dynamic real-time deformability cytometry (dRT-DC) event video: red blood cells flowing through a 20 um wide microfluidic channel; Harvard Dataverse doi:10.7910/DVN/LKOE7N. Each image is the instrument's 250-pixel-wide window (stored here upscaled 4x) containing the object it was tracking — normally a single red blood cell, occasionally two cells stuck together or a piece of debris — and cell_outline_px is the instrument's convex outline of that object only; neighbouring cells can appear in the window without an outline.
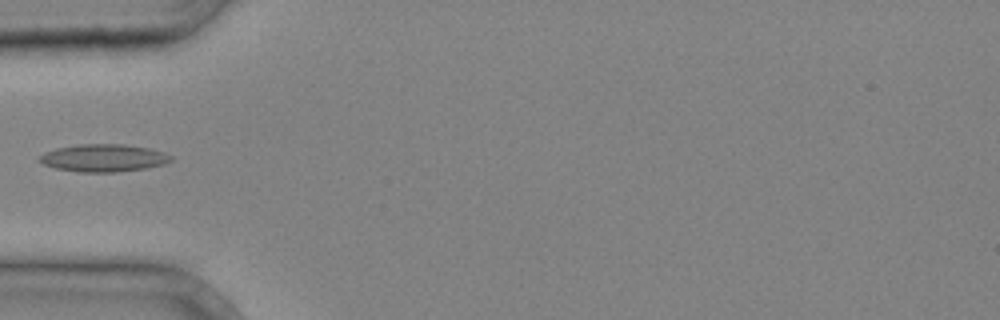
{"species": "common noctule bat (a hibernating species)", "species_latin": "Nyctalus noctula", "temperature_condition": "cold", "stored_images_in_passage": 4, "camera_frame_rate_fps": 3000, "um_per_image_px": 0.085, "animal": {"sex": "male", "body_mass_g": 20.4}, "frame": {"image": 1, "passage_image": 4, "time_ms": 1.0, "image_size_px": [1000, 320], "cell_outline_px": [[172, 160], [164, 164], [144, 168], [116, 172], [80, 172], [56, 168], [44, 164], [36, 160], [44, 152], [56, 148], [80, 144], [120, 144], [148, 148], [164, 152], [172, 156]], "centroid_in_image_um": [8.78, 13.42], "position_along_channel_um": 76.2, "area_um2": 20.98}}